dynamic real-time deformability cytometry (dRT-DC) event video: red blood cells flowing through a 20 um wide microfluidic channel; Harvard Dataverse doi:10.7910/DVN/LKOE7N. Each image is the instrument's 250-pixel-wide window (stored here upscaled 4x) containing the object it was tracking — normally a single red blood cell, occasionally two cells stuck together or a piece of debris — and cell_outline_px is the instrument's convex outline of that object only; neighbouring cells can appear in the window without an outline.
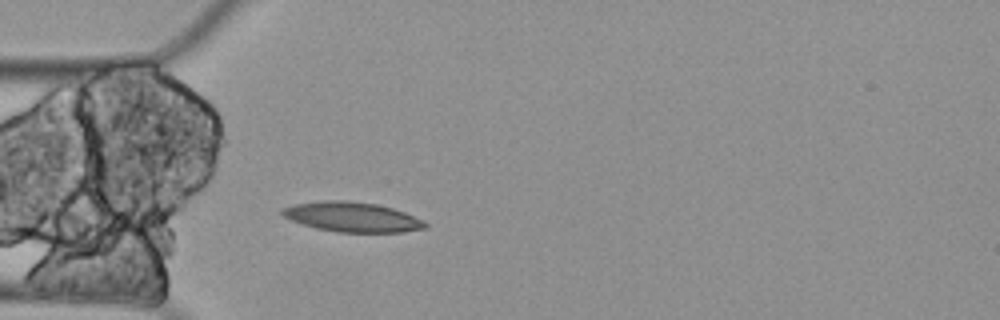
{"species": "Egyptian fruit bat (a non-hibernating species)", "species_latin": "Rousettus aegyptiacus", "temperature_condition": "cold", "stored_images_in_passage": 4, "camera_frame_rate_fps": 3000, "um_per_image_px": 0.085, "animal": {"sex": "female"}, "frame": {"image": 1, "passage_image": 4, "time_ms": 1.0, "image_size_px": [1000, 320], "cell_outline_px": [[428, 224], [424, 228], [400, 232], [336, 232], [316, 228], [292, 220], [284, 216], [280, 212], [280, 208], [292, 204], [320, 200], [344, 200], [376, 204], [392, 208], [404, 212]], "centroid_in_image_um": [29.86, 18.43], "position_along_channel_um": 55.1, "area_um2": 24.62}}